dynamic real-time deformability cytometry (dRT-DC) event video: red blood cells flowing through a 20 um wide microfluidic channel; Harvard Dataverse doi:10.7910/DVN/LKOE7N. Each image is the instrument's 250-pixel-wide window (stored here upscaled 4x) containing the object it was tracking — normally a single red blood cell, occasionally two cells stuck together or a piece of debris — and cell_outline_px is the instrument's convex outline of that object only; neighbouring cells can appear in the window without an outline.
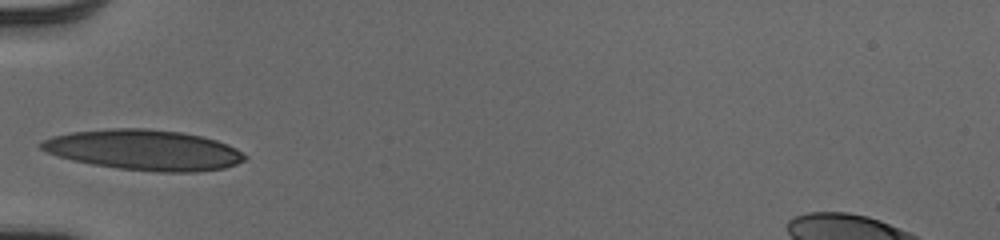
{"species": "human", "species_latin": "Homo sapiens", "temperature_condition": "cold", "stored_images_in_passage": 26, "camera_frame_rate_fps": 3000, "um_per_image_px": 0.085, "donor": {"sex": "male"}, "frame": {"image": 1, "passage_image": 1, "time_ms": 0.0, "image_size_px": [1000, 240], "cell_outline_px": [[248, 156], [244, 160], [236, 164], [224, 168], [196, 172], [156, 172], [120, 168], [92, 164], [72, 160], [56, 156], [40, 148], [40, 144], [44, 140], [52, 136], [72, 132], [112, 128], [144, 128], [180, 132], [200, 136], [216, 140], [236, 148]], "centroid_in_image_um": [12.25, 12.75], "position_along_channel_um": 72.7, "area_um2": 47.74}}
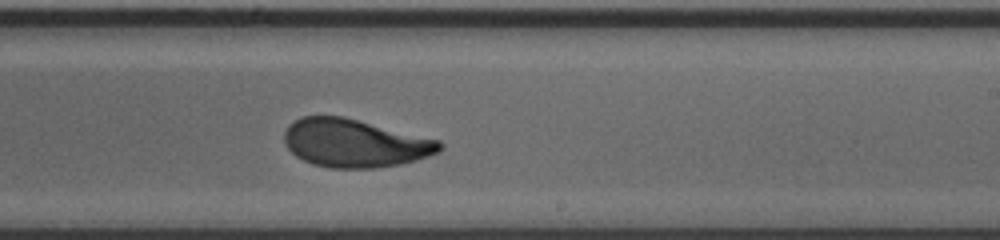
{"frame": {"image": 2, "passage_image": 15, "time_ms": 4.667, "image_size_px": [1000, 240], "cell_outline_px": [[444, 148], [428, 156], [416, 160], [400, 164], [376, 168], [328, 168], [312, 164], [296, 156], [284, 144], [284, 132], [288, 124], [300, 116], [344, 116], [440, 140], [444, 144]], "centroid_in_image_um": [30.14, 12.16], "position_along_channel_um": 258.9, "area_um2": 43.87}}
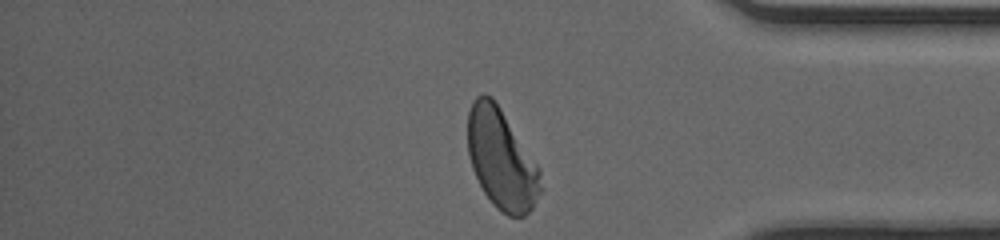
{"frame": {"image": 3, "passage_image": 26, "time_ms": 8.333, "image_size_px": [1000, 240], "cell_outline_px": [[544, 188], [532, 208], [524, 216], [508, 216], [496, 208], [492, 204], [484, 192], [472, 168], [468, 152], [468, 112], [472, 100], [476, 96], [484, 92], [492, 96], [540, 168]], "centroid_in_image_um": [42.64, 13.54], "position_along_channel_um": 392.6, "area_um2": 42.71}, "authors_computed_cell_mechanics": {"area_um2": 43.9858, "velocity_mm_per_s": 4.0265, "shape_relaxation_time_tau1_ms": 3.7484, "shape_relaxation_time_tau2_ms": 1.2335, "deformation_change_tau1": 0.1849, "deformation_change_tau2": 0.0737}}